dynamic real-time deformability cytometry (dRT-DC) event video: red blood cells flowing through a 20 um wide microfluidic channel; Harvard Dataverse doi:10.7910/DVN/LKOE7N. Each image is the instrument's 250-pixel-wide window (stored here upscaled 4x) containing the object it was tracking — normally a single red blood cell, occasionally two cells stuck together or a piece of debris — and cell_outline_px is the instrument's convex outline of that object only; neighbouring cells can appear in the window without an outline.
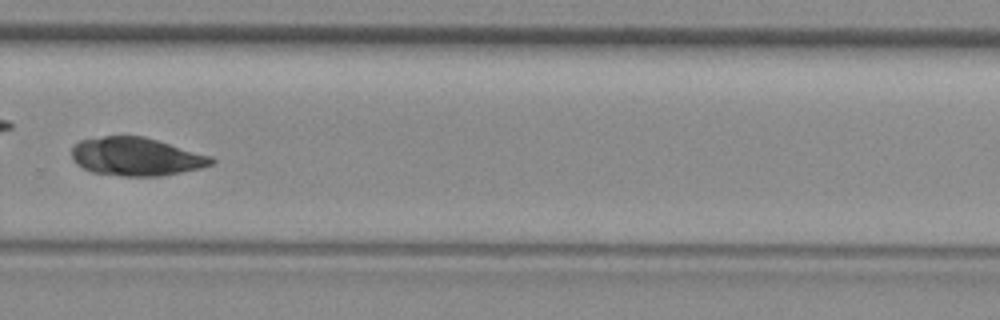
{"species": "common noctule bat (a hibernating species)", "species_latin": "Nyctalus noctula", "temperature_condition": "room temperature", "stored_images_in_passage": 29, "camera_frame_rate_fps": 3000, "um_per_image_px": 0.085, "animal": {"sex": "female", "body_mass_g": 29.2, "forearm_length_mm": 56.3}, "frame": {"image": 1, "passage_image": 17, "time_ms": 5.333, "image_size_px": [1000, 320], "cell_outline_px": [[216, 160], [212, 164], [200, 168], [160, 176], [124, 176], [92, 172], [76, 164], [72, 160], [72, 148], [80, 140], [104, 136], [144, 136], [212, 156]], "centroid_in_image_um": [11.57, 13.31], "position_along_channel_um": 318.2, "area_um2": 31.04}}